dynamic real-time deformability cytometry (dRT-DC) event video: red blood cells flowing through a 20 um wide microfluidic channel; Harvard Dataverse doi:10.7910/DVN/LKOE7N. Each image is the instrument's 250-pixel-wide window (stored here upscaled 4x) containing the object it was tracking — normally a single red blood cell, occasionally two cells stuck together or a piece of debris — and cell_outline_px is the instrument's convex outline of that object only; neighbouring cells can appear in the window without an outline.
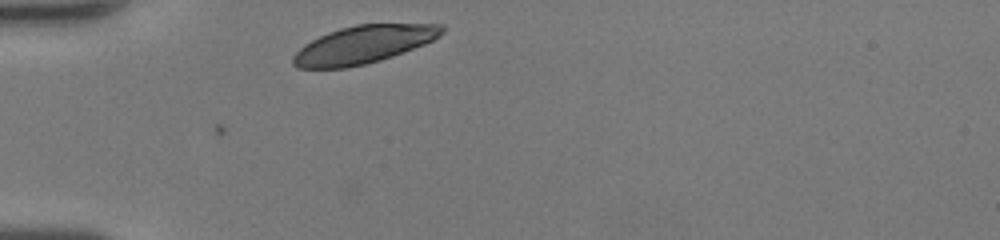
{"species": "human", "species_latin": "Homo sapiens", "temperature_condition": "room temperature", "stored_images_in_passage": 26, "camera_frame_rate_fps": 3000, "um_per_image_px": 0.085, "donor": {"sex": "female"}, "frame": {"image": 1, "passage_image": 1, "time_ms": 0.0, "image_size_px": [1000, 240], "cell_outline_px": [[444, 32], [440, 36], [424, 44], [392, 56], [380, 60], [364, 64], [344, 68], [296, 68], [292, 64], [292, 56], [304, 44], [328, 32], [340, 28], [356, 24], [444, 24]], "centroid_in_image_um": [30.88, 3.78], "position_along_channel_um": 54.1, "area_um2": 32.6}}
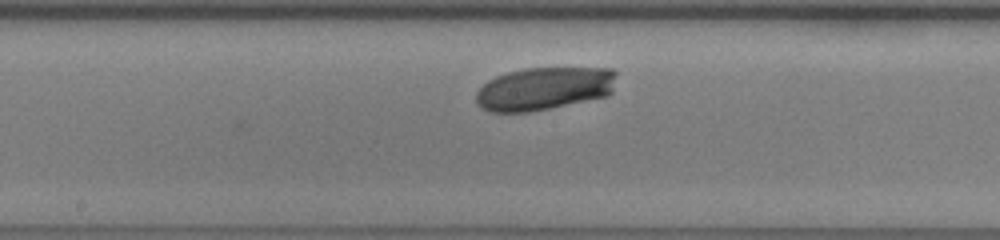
{"frame": {"image": 2, "passage_image": 13, "time_ms": 4.0, "image_size_px": [1000, 240], "cell_outline_px": [[616, 72], [612, 92], [608, 96], [528, 112], [488, 112], [480, 108], [476, 104], [476, 92], [488, 80], [496, 76], [508, 72], [524, 68], [612, 68]], "centroid_in_image_um": [46.22, 7.53], "position_along_channel_um": 202.0, "area_um2": 35.26}}
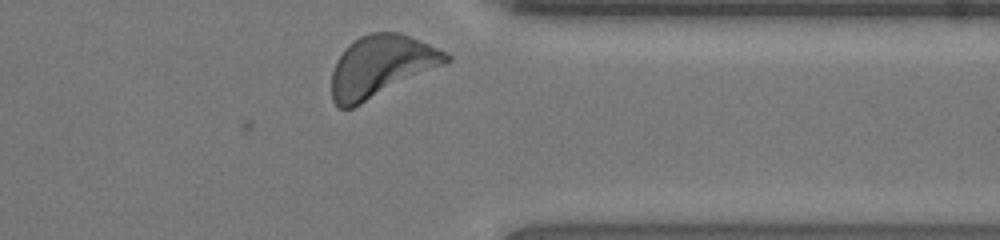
{"frame": {"image": 3, "passage_image": 26, "time_ms": 8.333, "image_size_px": [1000, 240], "cell_outline_px": [[452, 60], [444, 64], [352, 108], [336, 108], [332, 100], [332, 72], [336, 60], [348, 44], [360, 36], [368, 32], [400, 32], [428, 44], [452, 56]], "centroid_in_image_um": [32.35, 5.62], "position_along_channel_um": 379.1, "area_um2": 40.63}}